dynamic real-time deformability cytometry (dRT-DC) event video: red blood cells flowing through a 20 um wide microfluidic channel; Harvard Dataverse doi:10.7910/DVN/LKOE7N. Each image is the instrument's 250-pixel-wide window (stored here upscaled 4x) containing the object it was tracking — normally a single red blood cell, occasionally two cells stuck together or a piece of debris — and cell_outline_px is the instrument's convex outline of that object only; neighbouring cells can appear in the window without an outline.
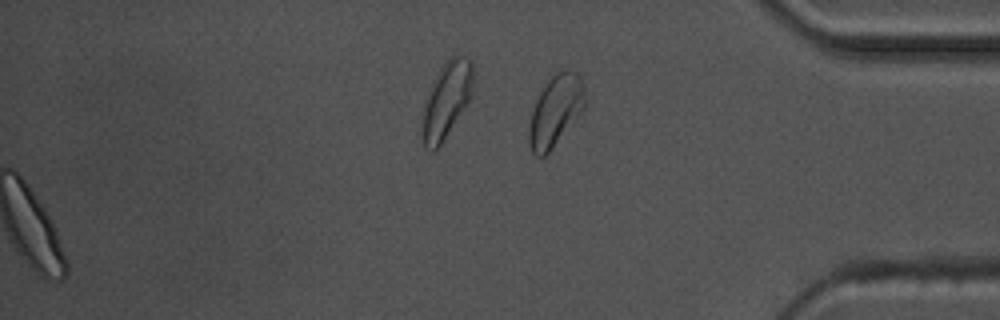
{"species": "common noctule bat (a hibernating species)", "species_latin": "Nyctalus noctula", "temperature_condition": "warm", "stored_images_in_passage": 54, "camera_frame_rate_fps": 3000, "um_per_image_px": 0.085, "animal": {"sex": "male", "body_mass_g": 17.5, "forearm_length_mm": 52.3}, "frame": {"image": 1, "passage_image": 54, "time_ms": 17.667, "image_size_px": [1000, 320], "cell_outline_px": [[584, 108], [548, 152], [544, 156], [536, 156], [532, 152], [528, 140], [528, 132], [532, 112], [536, 100], [540, 92], [548, 80], [556, 72], [564, 68], [576, 72], [580, 76], [584, 84]], "centroid_in_image_um": [47.21, 9.37], "position_along_channel_um": 388.0, "area_um2": 22.66}}